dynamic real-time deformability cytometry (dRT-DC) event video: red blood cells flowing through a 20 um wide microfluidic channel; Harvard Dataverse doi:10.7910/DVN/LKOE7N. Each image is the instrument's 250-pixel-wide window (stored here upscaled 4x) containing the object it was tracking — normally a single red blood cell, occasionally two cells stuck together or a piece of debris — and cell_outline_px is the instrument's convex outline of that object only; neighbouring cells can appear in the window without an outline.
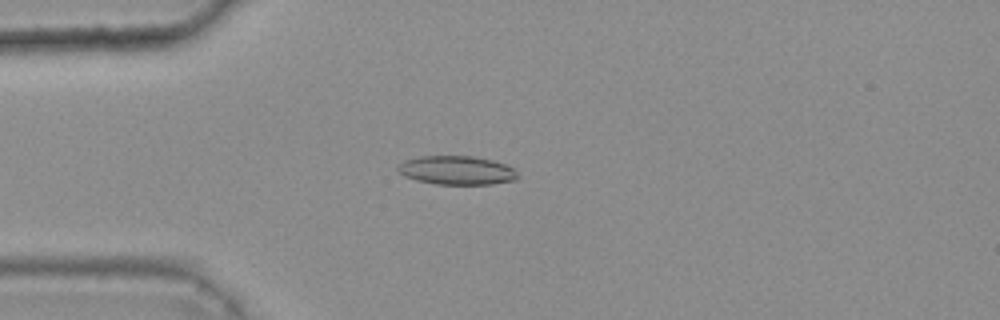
{"species": "common noctule bat (a hibernating species)", "species_latin": "Nyctalus noctula", "temperature_condition": "warm", "stored_images_in_passage": 37, "camera_frame_rate_fps": 3000, "um_per_image_px": 0.085, "animal": {"sex": "female", "body_mass_g": 25.1}, "frame": {"image": 1, "passage_image": 5, "time_ms": 1.333, "image_size_px": [1000, 320], "cell_outline_px": [[520, 176], [516, 180], [492, 184], [436, 184], [416, 180], [404, 176], [396, 168], [396, 164], [404, 160], [420, 156], [472, 156], [492, 160], [516, 168]], "centroid_in_image_um": [38.84, 14.47], "position_along_channel_um": 46.2, "area_um2": 20.35}}
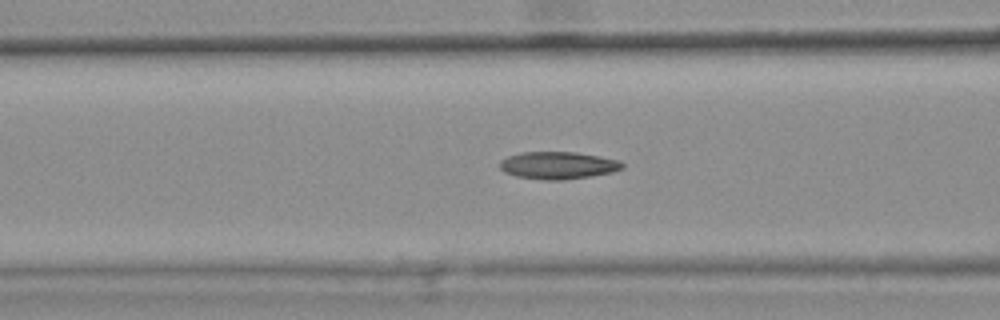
{"frame": {"image": 2, "passage_image": 12, "time_ms": 3.667, "image_size_px": [1000, 320], "cell_outline_px": [[624, 168], [612, 172], [564, 180], [544, 180], [516, 176], [504, 172], [500, 168], [500, 160], [508, 156], [520, 152], [576, 152], [600, 156], [620, 160], [624, 164]], "centroid_in_image_um": [47.43, 14.05], "position_along_channel_um": 119.2, "area_um2": 19.59}}
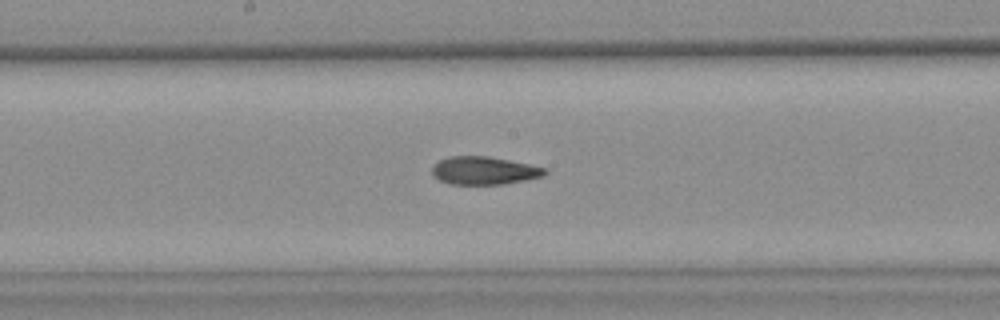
{"frame": {"image": 3, "passage_image": 19, "time_ms": 6.0, "image_size_px": [1000, 320], "cell_outline_px": [[548, 172], [544, 176], [504, 184], [448, 184], [432, 176], [432, 164], [448, 156], [488, 156], [548, 168]], "centroid_in_image_um": [41.13, 14.5], "position_along_channel_um": 207.1, "area_um2": 18.5}, "authors_computed_cell_mechanics": {"area_um2": 18.9584, "velocity_mm_per_s": 3.7668, "shape_relaxation_time_tau1_ms": null, "shape_relaxation_time_tau2_ms": 2.6476, "deformation_change_tau1": null, "deformation_change_tau2": 0.103}}